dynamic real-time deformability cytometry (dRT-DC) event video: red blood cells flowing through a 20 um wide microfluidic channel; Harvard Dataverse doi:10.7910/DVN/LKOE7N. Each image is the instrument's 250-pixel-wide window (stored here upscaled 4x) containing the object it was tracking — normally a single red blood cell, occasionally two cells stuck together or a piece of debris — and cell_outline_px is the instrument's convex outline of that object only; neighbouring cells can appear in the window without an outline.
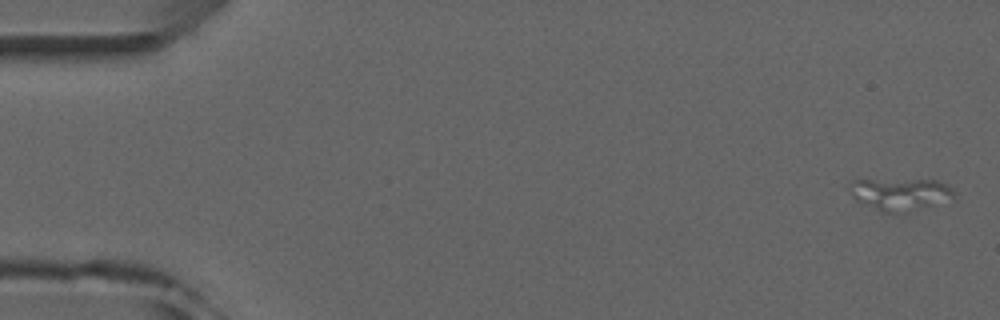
{"species": "common noctule bat (a hibernating species)", "species_latin": "Nyctalus noctula", "temperature_condition": "room temperature", "stored_images_in_passage": 6, "camera_frame_rate_fps": 3000, "um_per_image_px": 0.085, "animal": {"sex": "male", "forearm_length_mm": 52.5}, "frame": {"image": 1, "passage_image": 1, "time_ms": 0.0, "image_size_px": [1000, 320], "cell_outline_px": [[956, 196], [908, 212], [880, 212], [856, 200], [848, 188], [848, 184], [852, 180], [940, 180], [948, 184], [956, 192]], "centroid_in_image_um": [76.5, 16.48], "position_along_channel_um": 8.5, "area_um2": 19.48}}